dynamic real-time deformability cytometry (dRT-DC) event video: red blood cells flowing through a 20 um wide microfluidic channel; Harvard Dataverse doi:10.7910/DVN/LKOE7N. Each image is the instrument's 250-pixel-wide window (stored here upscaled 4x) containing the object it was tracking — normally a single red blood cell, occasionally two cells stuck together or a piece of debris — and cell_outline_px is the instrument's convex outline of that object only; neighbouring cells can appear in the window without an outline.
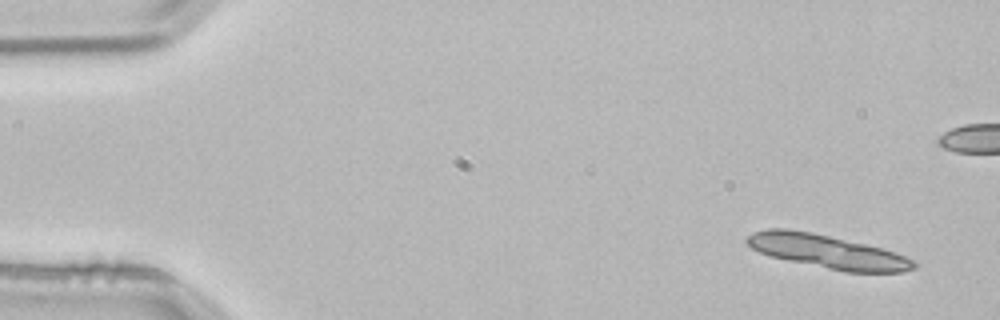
{"species": "common noctule bat (a hibernating species)", "species_latin": "Nyctalus noctula", "temperature_condition": "room temperature", "stored_images_in_passage": 3, "camera_frame_rate_fps": 3000, "um_per_image_px": 0.085, "animal": {"sex": "male", "body_mass_g": 21.5, "forearm_length_mm": 52.0}, "frame": {"image": 1, "passage_image": 1, "time_ms": 0.0, "image_size_px": [1000, 320], "cell_outline_px": [[920, 264], [916, 268], [904, 272], [844, 272], [772, 256], [760, 252], [752, 248], [744, 240], [752, 232], [768, 228], [788, 228], [812, 232], [864, 244], [896, 252], [916, 260]], "centroid_in_image_um": [70.38, 21.38], "position_along_channel_um": 14.6, "area_um2": 32.54}}